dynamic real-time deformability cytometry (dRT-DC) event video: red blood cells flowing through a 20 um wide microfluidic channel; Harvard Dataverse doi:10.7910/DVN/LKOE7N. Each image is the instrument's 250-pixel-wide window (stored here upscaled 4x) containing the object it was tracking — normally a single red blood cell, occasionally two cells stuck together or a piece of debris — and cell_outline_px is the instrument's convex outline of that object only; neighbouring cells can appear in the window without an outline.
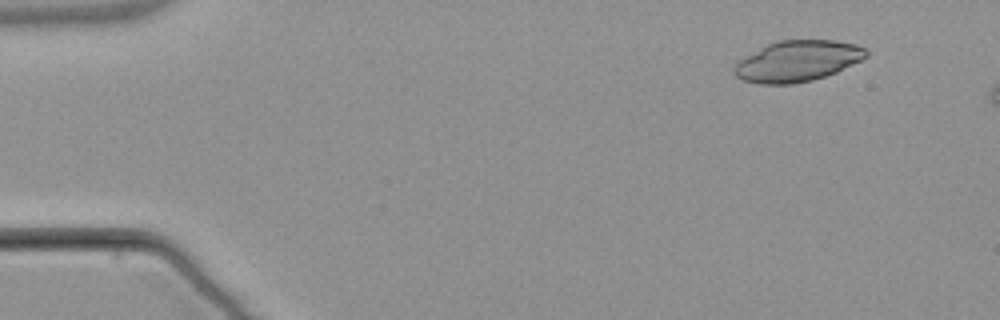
{"species": "common noctule bat (a hibernating species)", "species_latin": "Nyctalus noctula", "temperature_condition": "warm", "stored_images_in_passage": 4, "camera_frame_rate_fps": 3000, "um_per_image_px": 0.085, "animal": {"sex": "male", "body_mass_g": 21.5, "forearm_length_mm": 52.0}, "frame": {"image": 1, "passage_image": 2, "time_ms": 1.333, "image_size_px": [1000, 320], "cell_outline_px": [[868, 56], [836, 72], [812, 80], [792, 84], [760, 84], [744, 80], [736, 76], [732, 72], [732, 68], [744, 56], [768, 44], [780, 40], [836, 40], [856, 44], [864, 48], [868, 52]], "centroid_in_image_um": [67.77, 5.19], "position_along_channel_um": 17.2, "area_um2": 31.33}}